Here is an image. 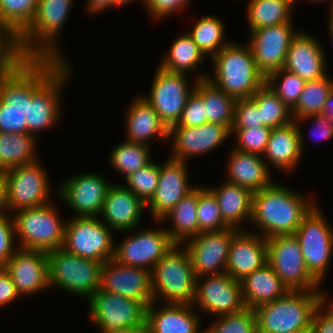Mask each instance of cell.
Masks as SVG:
<instances>
[{"label":"cell","instance_id":"6da1fadb","mask_svg":"<svg viewBox=\"0 0 333 333\" xmlns=\"http://www.w3.org/2000/svg\"><path fill=\"white\" fill-rule=\"evenodd\" d=\"M64 62L52 58H23L11 70L0 72V132L28 133V101Z\"/></svg>","mask_w":333,"mask_h":333},{"label":"cell","instance_id":"7a4b0ae2","mask_svg":"<svg viewBox=\"0 0 333 333\" xmlns=\"http://www.w3.org/2000/svg\"><path fill=\"white\" fill-rule=\"evenodd\" d=\"M252 195V215L256 234L268 239L277 235L294 234L302 219L317 204L311 196L275 183ZM252 223V224H251Z\"/></svg>","mask_w":333,"mask_h":333},{"label":"cell","instance_id":"3957f363","mask_svg":"<svg viewBox=\"0 0 333 333\" xmlns=\"http://www.w3.org/2000/svg\"><path fill=\"white\" fill-rule=\"evenodd\" d=\"M75 0H38L35 17L17 38L24 58H52L68 61L60 46V33Z\"/></svg>","mask_w":333,"mask_h":333},{"label":"cell","instance_id":"277c9868","mask_svg":"<svg viewBox=\"0 0 333 333\" xmlns=\"http://www.w3.org/2000/svg\"><path fill=\"white\" fill-rule=\"evenodd\" d=\"M211 61L214 74H209L207 80L235 99L251 98L265 84L266 77L247 43L231 41Z\"/></svg>","mask_w":333,"mask_h":333},{"label":"cell","instance_id":"5b68a950","mask_svg":"<svg viewBox=\"0 0 333 333\" xmlns=\"http://www.w3.org/2000/svg\"><path fill=\"white\" fill-rule=\"evenodd\" d=\"M324 291H288L283 297L257 307L258 333H287L310 330Z\"/></svg>","mask_w":333,"mask_h":333},{"label":"cell","instance_id":"8992f818","mask_svg":"<svg viewBox=\"0 0 333 333\" xmlns=\"http://www.w3.org/2000/svg\"><path fill=\"white\" fill-rule=\"evenodd\" d=\"M54 202L11 213L18 248L50 252L63 247L67 220Z\"/></svg>","mask_w":333,"mask_h":333},{"label":"cell","instance_id":"52a82bcc","mask_svg":"<svg viewBox=\"0 0 333 333\" xmlns=\"http://www.w3.org/2000/svg\"><path fill=\"white\" fill-rule=\"evenodd\" d=\"M151 278L154 302L192 304L197 277L183 245L175 244L156 263Z\"/></svg>","mask_w":333,"mask_h":333},{"label":"cell","instance_id":"ba28073f","mask_svg":"<svg viewBox=\"0 0 333 333\" xmlns=\"http://www.w3.org/2000/svg\"><path fill=\"white\" fill-rule=\"evenodd\" d=\"M47 254L49 289L59 288L83 299L100 289L104 263L71 254L63 248Z\"/></svg>","mask_w":333,"mask_h":333},{"label":"cell","instance_id":"9c48e42d","mask_svg":"<svg viewBox=\"0 0 333 333\" xmlns=\"http://www.w3.org/2000/svg\"><path fill=\"white\" fill-rule=\"evenodd\" d=\"M318 202L295 231L309 273L322 284L333 258V228Z\"/></svg>","mask_w":333,"mask_h":333},{"label":"cell","instance_id":"30bf717a","mask_svg":"<svg viewBox=\"0 0 333 333\" xmlns=\"http://www.w3.org/2000/svg\"><path fill=\"white\" fill-rule=\"evenodd\" d=\"M87 300L89 319L101 333H116L146 324L147 307L141 301L101 289Z\"/></svg>","mask_w":333,"mask_h":333},{"label":"cell","instance_id":"8fae6325","mask_svg":"<svg viewBox=\"0 0 333 333\" xmlns=\"http://www.w3.org/2000/svg\"><path fill=\"white\" fill-rule=\"evenodd\" d=\"M267 263L289 291H323L307 270L300 243L294 234L266 239Z\"/></svg>","mask_w":333,"mask_h":333},{"label":"cell","instance_id":"7c38bea8","mask_svg":"<svg viewBox=\"0 0 333 333\" xmlns=\"http://www.w3.org/2000/svg\"><path fill=\"white\" fill-rule=\"evenodd\" d=\"M115 233L99 216H71L65 226L63 249L71 254L105 263L114 257Z\"/></svg>","mask_w":333,"mask_h":333},{"label":"cell","instance_id":"4fadbf2b","mask_svg":"<svg viewBox=\"0 0 333 333\" xmlns=\"http://www.w3.org/2000/svg\"><path fill=\"white\" fill-rule=\"evenodd\" d=\"M73 67L65 61L33 94L28 101V133L40 140L39 133L50 129L61 121L62 93L64 85L72 76ZM60 119V120H59Z\"/></svg>","mask_w":333,"mask_h":333},{"label":"cell","instance_id":"5bb4252c","mask_svg":"<svg viewBox=\"0 0 333 333\" xmlns=\"http://www.w3.org/2000/svg\"><path fill=\"white\" fill-rule=\"evenodd\" d=\"M41 160L10 168L2 172L6 186L10 213L50 203L52 186L49 173Z\"/></svg>","mask_w":333,"mask_h":333},{"label":"cell","instance_id":"9a60e30c","mask_svg":"<svg viewBox=\"0 0 333 333\" xmlns=\"http://www.w3.org/2000/svg\"><path fill=\"white\" fill-rule=\"evenodd\" d=\"M124 233V240L119 243L115 240L113 257L124 265L152 271L156 263L175 246L166 229L161 226L142 230L135 228L122 231Z\"/></svg>","mask_w":333,"mask_h":333},{"label":"cell","instance_id":"2e32d148","mask_svg":"<svg viewBox=\"0 0 333 333\" xmlns=\"http://www.w3.org/2000/svg\"><path fill=\"white\" fill-rule=\"evenodd\" d=\"M155 71L150 93L141 96L170 128L180 120L188 96L194 91L197 80L189 84L188 74L169 72L159 66Z\"/></svg>","mask_w":333,"mask_h":333},{"label":"cell","instance_id":"e0dca14e","mask_svg":"<svg viewBox=\"0 0 333 333\" xmlns=\"http://www.w3.org/2000/svg\"><path fill=\"white\" fill-rule=\"evenodd\" d=\"M105 178L100 172L73 174L62 181L55 194L72 209L74 217H96L101 214L108 189L113 184Z\"/></svg>","mask_w":333,"mask_h":333},{"label":"cell","instance_id":"ac0fdd59","mask_svg":"<svg viewBox=\"0 0 333 333\" xmlns=\"http://www.w3.org/2000/svg\"><path fill=\"white\" fill-rule=\"evenodd\" d=\"M192 305L200 314L215 318L239 312L245 308L240 281L226 272L199 276Z\"/></svg>","mask_w":333,"mask_h":333},{"label":"cell","instance_id":"d6986e66","mask_svg":"<svg viewBox=\"0 0 333 333\" xmlns=\"http://www.w3.org/2000/svg\"><path fill=\"white\" fill-rule=\"evenodd\" d=\"M231 130L221 124L205 123L200 126H171L169 128L170 158L189 162V158L204 156L223 145ZM171 139V140H170Z\"/></svg>","mask_w":333,"mask_h":333},{"label":"cell","instance_id":"ffe728a7","mask_svg":"<svg viewBox=\"0 0 333 333\" xmlns=\"http://www.w3.org/2000/svg\"><path fill=\"white\" fill-rule=\"evenodd\" d=\"M236 228L222 231L201 232L182 245L188 251L196 277L226 272L229 248Z\"/></svg>","mask_w":333,"mask_h":333},{"label":"cell","instance_id":"44dd1931","mask_svg":"<svg viewBox=\"0 0 333 333\" xmlns=\"http://www.w3.org/2000/svg\"><path fill=\"white\" fill-rule=\"evenodd\" d=\"M293 24L262 27L249 33L246 42L258 69L265 77L273 71L284 68L290 43L298 33Z\"/></svg>","mask_w":333,"mask_h":333},{"label":"cell","instance_id":"7402d4cb","mask_svg":"<svg viewBox=\"0 0 333 333\" xmlns=\"http://www.w3.org/2000/svg\"><path fill=\"white\" fill-rule=\"evenodd\" d=\"M163 163L160 164L158 186L146 204L150 209V217L153 218L151 221H160L179 200L197 186L189 181L188 162L168 157Z\"/></svg>","mask_w":333,"mask_h":333},{"label":"cell","instance_id":"603a6c76","mask_svg":"<svg viewBox=\"0 0 333 333\" xmlns=\"http://www.w3.org/2000/svg\"><path fill=\"white\" fill-rule=\"evenodd\" d=\"M100 289L141 301L146 307L154 302L151 271L121 264L113 258L102 266Z\"/></svg>","mask_w":333,"mask_h":333},{"label":"cell","instance_id":"cb8c5ba5","mask_svg":"<svg viewBox=\"0 0 333 333\" xmlns=\"http://www.w3.org/2000/svg\"><path fill=\"white\" fill-rule=\"evenodd\" d=\"M3 267L21 297L49 289L47 252L18 248Z\"/></svg>","mask_w":333,"mask_h":333},{"label":"cell","instance_id":"d4e9b609","mask_svg":"<svg viewBox=\"0 0 333 333\" xmlns=\"http://www.w3.org/2000/svg\"><path fill=\"white\" fill-rule=\"evenodd\" d=\"M304 133L293 121L290 124L272 128L263 160L268 168L272 167L287 174L294 172L302 161L304 151ZM272 166V167H271Z\"/></svg>","mask_w":333,"mask_h":333},{"label":"cell","instance_id":"484cf974","mask_svg":"<svg viewBox=\"0 0 333 333\" xmlns=\"http://www.w3.org/2000/svg\"><path fill=\"white\" fill-rule=\"evenodd\" d=\"M317 40L315 36L299 30L290 43L284 69L305 81L326 76L327 55L322 43Z\"/></svg>","mask_w":333,"mask_h":333},{"label":"cell","instance_id":"4316f807","mask_svg":"<svg viewBox=\"0 0 333 333\" xmlns=\"http://www.w3.org/2000/svg\"><path fill=\"white\" fill-rule=\"evenodd\" d=\"M145 208V203L123 183H113L108 189L99 218L115 233L120 234L122 231L139 228Z\"/></svg>","mask_w":333,"mask_h":333},{"label":"cell","instance_id":"83f0119b","mask_svg":"<svg viewBox=\"0 0 333 333\" xmlns=\"http://www.w3.org/2000/svg\"><path fill=\"white\" fill-rule=\"evenodd\" d=\"M161 305L152 302L146 309V324L150 333H204L201 328L203 317L192 304Z\"/></svg>","mask_w":333,"mask_h":333},{"label":"cell","instance_id":"f1b7e54d","mask_svg":"<svg viewBox=\"0 0 333 333\" xmlns=\"http://www.w3.org/2000/svg\"><path fill=\"white\" fill-rule=\"evenodd\" d=\"M266 263V238L248 229L240 230L230 244L226 273L241 281Z\"/></svg>","mask_w":333,"mask_h":333},{"label":"cell","instance_id":"f546056e","mask_svg":"<svg viewBox=\"0 0 333 333\" xmlns=\"http://www.w3.org/2000/svg\"><path fill=\"white\" fill-rule=\"evenodd\" d=\"M126 109L125 140L150 147L152 139L169 140V128L152 106L141 96H135ZM167 140V141H166Z\"/></svg>","mask_w":333,"mask_h":333},{"label":"cell","instance_id":"4dcf8cb0","mask_svg":"<svg viewBox=\"0 0 333 333\" xmlns=\"http://www.w3.org/2000/svg\"><path fill=\"white\" fill-rule=\"evenodd\" d=\"M225 170L227 182L257 192L274 181L271 170L268 168L262 156L240 151L233 146L230 148ZM272 175V176H271Z\"/></svg>","mask_w":333,"mask_h":333},{"label":"cell","instance_id":"1f68e13d","mask_svg":"<svg viewBox=\"0 0 333 333\" xmlns=\"http://www.w3.org/2000/svg\"><path fill=\"white\" fill-rule=\"evenodd\" d=\"M206 187L215 195L224 222L231 228L247 230L242 226L245 221L250 225L253 193L226 180L220 186H214L215 188Z\"/></svg>","mask_w":333,"mask_h":333},{"label":"cell","instance_id":"d6a6232c","mask_svg":"<svg viewBox=\"0 0 333 333\" xmlns=\"http://www.w3.org/2000/svg\"><path fill=\"white\" fill-rule=\"evenodd\" d=\"M240 284L245 307L251 309L281 298L289 291L268 263L245 276Z\"/></svg>","mask_w":333,"mask_h":333},{"label":"cell","instance_id":"836d02e7","mask_svg":"<svg viewBox=\"0 0 333 333\" xmlns=\"http://www.w3.org/2000/svg\"><path fill=\"white\" fill-rule=\"evenodd\" d=\"M205 59L206 57L186 32V34H180L174 38L158 66L163 70L174 73H192L193 76L196 73L194 80L198 81L207 79L209 75L197 71L199 66L205 62Z\"/></svg>","mask_w":333,"mask_h":333},{"label":"cell","instance_id":"e575fe53","mask_svg":"<svg viewBox=\"0 0 333 333\" xmlns=\"http://www.w3.org/2000/svg\"><path fill=\"white\" fill-rule=\"evenodd\" d=\"M197 202L198 185L179 200L173 209L160 221H154V223L162 224L166 221H170V228H164H166V232L175 244L182 245L188 239L199 234Z\"/></svg>","mask_w":333,"mask_h":333},{"label":"cell","instance_id":"d590c367","mask_svg":"<svg viewBox=\"0 0 333 333\" xmlns=\"http://www.w3.org/2000/svg\"><path fill=\"white\" fill-rule=\"evenodd\" d=\"M295 3L296 0H248L245 16L249 31L267 26L294 23L292 12Z\"/></svg>","mask_w":333,"mask_h":333},{"label":"cell","instance_id":"8d00e7d4","mask_svg":"<svg viewBox=\"0 0 333 333\" xmlns=\"http://www.w3.org/2000/svg\"><path fill=\"white\" fill-rule=\"evenodd\" d=\"M38 143L30 133L0 132V173L37 161Z\"/></svg>","mask_w":333,"mask_h":333},{"label":"cell","instance_id":"74e56055","mask_svg":"<svg viewBox=\"0 0 333 333\" xmlns=\"http://www.w3.org/2000/svg\"><path fill=\"white\" fill-rule=\"evenodd\" d=\"M225 23L222 18L210 14L196 20L192 29L187 31L188 35L198 46L205 57L210 59L222 48L228 45L231 40H225Z\"/></svg>","mask_w":333,"mask_h":333},{"label":"cell","instance_id":"f35d334b","mask_svg":"<svg viewBox=\"0 0 333 333\" xmlns=\"http://www.w3.org/2000/svg\"><path fill=\"white\" fill-rule=\"evenodd\" d=\"M150 149L147 145L123 140L111 149L108 156L110 166L126 178L152 161Z\"/></svg>","mask_w":333,"mask_h":333},{"label":"cell","instance_id":"ab89813d","mask_svg":"<svg viewBox=\"0 0 333 333\" xmlns=\"http://www.w3.org/2000/svg\"><path fill=\"white\" fill-rule=\"evenodd\" d=\"M236 99L214 86L209 80H203V105L208 122L227 126L230 130L234 121Z\"/></svg>","mask_w":333,"mask_h":333},{"label":"cell","instance_id":"60d3db41","mask_svg":"<svg viewBox=\"0 0 333 333\" xmlns=\"http://www.w3.org/2000/svg\"><path fill=\"white\" fill-rule=\"evenodd\" d=\"M333 90V78L326 76L306 81L296 105L291 109L293 120L307 115L321 114L328 95Z\"/></svg>","mask_w":333,"mask_h":333},{"label":"cell","instance_id":"b9f144b4","mask_svg":"<svg viewBox=\"0 0 333 333\" xmlns=\"http://www.w3.org/2000/svg\"><path fill=\"white\" fill-rule=\"evenodd\" d=\"M251 99L261 111L262 121L270 128H279L293 122L289 107L265 83Z\"/></svg>","mask_w":333,"mask_h":333},{"label":"cell","instance_id":"7bdbcfd3","mask_svg":"<svg viewBox=\"0 0 333 333\" xmlns=\"http://www.w3.org/2000/svg\"><path fill=\"white\" fill-rule=\"evenodd\" d=\"M38 0H0V22L17 38L30 26Z\"/></svg>","mask_w":333,"mask_h":333},{"label":"cell","instance_id":"ee69618b","mask_svg":"<svg viewBox=\"0 0 333 333\" xmlns=\"http://www.w3.org/2000/svg\"><path fill=\"white\" fill-rule=\"evenodd\" d=\"M265 83L291 110L296 105L306 81L281 68L268 74Z\"/></svg>","mask_w":333,"mask_h":333},{"label":"cell","instance_id":"f6af8a7d","mask_svg":"<svg viewBox=\"0 0 333 333\" xmlns=\"http://www.w3.org/2000/svg\"><path fill=\"white\" fill-rule=\"evenodd\" d=\"M197 218L199 233L229 228L222 218L215 195L206 186L200 184L198 185Z\"/></svg>","mask_w":333,"mask_h":333},{"label":"cell","instance_id":"bcb514c9","mask_svg":"<svg viewBox=\"0 0 333 333\" xmlns=\"http://www.w3.org/2000/svg\"><path fill=\"white\" fill-rule=\"evenodd\" d=\"M204 333H258L256 312L245 307L243 310L216 318Z\"/></svg>","mask_w":333,"mask_h":333},{"label":"cell","instance_id":"7dc6e473","mask_svg":"<svg viewBox=\"0 0 333 333\" xmlns=\"http://www.w3.org/2000/svg\"><path fill=\"white\" fill-rule=\"evenodd\" d=\"M159 172L160 164L151 161L145 167L124 178L126 183L124 186L146 205L158 186Z\"/></svg>","mask_w":333,"mask_h":333},{"label":"cell","instance_id":"c3c4849f","mask_svg":"<svg viewBox=\"0 0 333 333\" xmlns=\"http://www.w3.org/2000/svg\"><path fill=\"white\" fill-rule=\"evenodd\" d=\"M272 128L270 127H252L249 129H231V136L236 148L240 151L249 152L262 156L266 149Z\"/></svg>","mask_w":333,"mask_h":333},{"label":"cell","instance_id":"681fc988","mask_svg":"<svg viewBox=\"0 0 333 333\" xmlns=\"http://www.w3.org/2000/svg\"><path fill=\"white\" fill-rule=\"evenodd\" d=\"M208 123L203 105V80L196 81L194 91L188 96L180 120L173 126H200Z\"/></svg>","mask_w":333,"mask_h":333},{"label":"cell","instance_id":"f907efd6","mask_svg":"<svg viewBox=\"0 0 333 333\" xmlns=\"http://www.w3.org/2000/svg\"><path fill=\"white\" fill-rule=\"evenodd\" d=\"M268 127L262 121L261 111L251 98L236 99L232 129Z\"/></svg>","mask_w":333,"mask_h":333},{"label":"cell","instance_id":"816d5d0a","mask_svg":"<svg viewBox=\"0 0 333 333\" xmlns=\"http://www.w3.org/2000/svg\"><path fill=\"white\" fill-rule=\"evenodd\" d=\"M23 58L17 37L0 22V72L11 70Z\"/></svg>","mask_w":333,"mask_h":333},{"label":"cell","instance_id":"f5cc1de1","mask_svg":"<svg viewBox=\"0 0 333 333\" xmlns=\"http://www.w3.org/2000/svg\"><path fill=\"white\" fill-rule=\"evenodd\" d=\"M192 0H144L143 6L148 12L149 17L155 21L169 18L176 12H183L188 9Z\"/></svg>","mask_w":333,"mask_h":333},{"label":"cell","instance_id":"db71d44e","mask_svg":"<svg viewBox=\"0 0 333 333\" xmlns=\"http://www.w3.org/2000/svg\"><path fill=\"white\" fill-rule=\"evenodd\" d=\"M18 249L12 215L0 217V267H3Z\"/></svg>","mask_w":333,"mask_h":333},{"label":"cell","instance_id":"11a10c76","mask_svg":"<svg viewBox=\"0 0 333 333\" xmlns=\"http://www.w3.org/2000/svg\"><path fill=\"white\" fill-rule=\"evenodd\" d=\"M306 121L307 123H311L310 121L313 122L312 128L309 132L310 135H308L309 137H314V139L317 138L322 141L333 138V123L324 115L313 114L294 119L297 127H301Z\"/></svg>","mask_w":333,"mask_h":333},{"label":"cell","instance_id":"9f6ffc18","mask_svg":"<svg viewBox=\"0 0 333 333\" xmlns=\"http://www.w3.org/2000/svg\"><path fill=\"white\" fill-rule=\"evenodd\" d=\"M309 333H333V307L325 299L314 312Z\"/></svg>","mask_w":333,"mask_h":333},{"label":"cell","instance_id":"6f0895ef","mask_svg":"<svg viewBox=\"0 0 333 333\" xmlns=\"http://www.w3.org/2000/svg\"><path fill=\"white\" fill-rule=\"evenodd\" d=\"M21 299L13 280L4 267H0V308H6L18 299Z\"/></svg>","mask_w":333,"mask_h":333},{"label":"cell","instance_id":"680465c9","mask_svg":"<svg viewBox=\"0 0 333 333\" xmlns=\"http://www.w3.org/2000/svg\"><path fill=\"white\" fill-rule=\"evenodd\" d=\"M84 8L87 14L99 15L107 9H113V0H86Z\"/></svg>","mask_w":333,"mask_h":333},{"label":"cell","instance_id":"91938a15","mask_svg":"<svg viewBox=\"0 0 333 333\" xmlns=\"http://www.w3.org/2000/svg\"><path fill=\"white\" fill-rule=\"evenodd\" d=\"M8 212H10V208L7 198V186L3 174L0 173V217L11 214Z\"/></svg>","mask_w":333,"mask_h":333},{"label":"cell","instance_id":"94428289","mask_svg":"<svg viewBox=\"0 0 333 333\" xmlns=\"http://www.w3.org/2000/svg\"><path fill=\"white\" fill-rule=\"evenodd\" d=\"M321 114L333 123V90L328 95Z\"/></svg>","mask_w":333,"mask_h":333},{"label":"cell","instance_id":"6125c7cd","mask_svg":"<svg viewBox=\"0 0 333 333\" xmlns=\"http://www.w3.org/2000/svg\"><path fill=\"white\" fill-rule=\"evenodd\" d=\"M116 333H150L147 324L139 327H132L127 330H121Z\"/></svg>","mask_w":333,"mask_h":333},{"label":"cell","instance_id":"be15d7a7","mask_svg":"<svg viewBox=\"0 0 333 333\" xmlns=\"http://www.w3.org/2000/svg\"><path fill=\"white\" fill-rule=\"evenodd\" d=\"M329 20L327 23L328 24V29H329V35L331 36L330 37V40L332 41V45H333V9H329Z\"/></svg>","mask_w":333,"mask_h":333},{"label":"cell","instance_id":"e7e4bbea","mask_svg":"<svg viewBox=\"0 0 333 333\" xmlns=\"http://www.w3.org/2000/svg\"><path fill=\"white\" fill-rule=\"evenodd\" d=\"M134 0H113V8H121L122 6L124 7V5H128L131 2H133ZM142 1V3L144 4V0H140Z\"/></svg>","mask_w":333,"mask_h":333},{"label":"cell","instance_id":"03108f58","mask_svg":"<svg viewBox=\"0 0 333 333\" xmlns=\"http://www.w3.org/2000/svg\"><path fill=\"white\" fill-rule=\"evenodd\" d=\"M307 2H310V3H320V2H324V1H328V0H306ZM330 2V9H333V0H329Z\"/></svg>","mask_w":333,"mask_h":333},{"label":"cell","instance_id":"003e7915","mask_svg":"<svg viewBox=\"0 0 333 333\" xmlns=\"http://www.w3.org/2000/svg\"><path fill=\"white\" fill-rule=\"evenodd\" d=\"M310 330H298V331H292V332H287V333H309Z\"/></svg>","mask_w":333,"mask_h":333},{"label":"cell","instance_id":"a7ac6f4b","mask_svg":"<svg viewBox=\"0 0 333 333\" xmlns=\"http://www.w3.org/2000/svg\"><path fill=\"white\" fill-rule=\"evenodd\" d=\"M329 296L326 294V296H325V300L333 307V300L331 301V300H328L329 298H328Z\"/></svg>","mask_w":333,"mask_h":333}]
</instances>
